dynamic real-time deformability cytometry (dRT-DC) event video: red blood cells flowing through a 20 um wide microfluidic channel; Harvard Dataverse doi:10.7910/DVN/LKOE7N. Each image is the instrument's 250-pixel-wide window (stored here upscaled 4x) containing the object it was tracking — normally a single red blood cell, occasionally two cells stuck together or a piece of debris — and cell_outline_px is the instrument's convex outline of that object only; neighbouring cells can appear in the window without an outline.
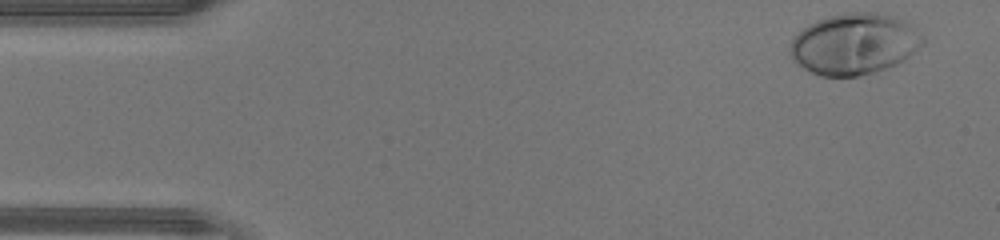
{"species": "human", "species_latin": "Homo sapiens", "temperature_condition": "warm", "stored_images_in_passage": 38, "camera_frame_rate_fps": 3000, "um_per_image_px": 0.085, "donor": {"sex": "male"}, "frame": {"image": 1, "passage_image": 1, "time_ms": 0.0, "image_size_px": [1000, 240], "cell_outline_px": [[924, 44], [896, 64], [872, 72], [856, 76], [820, 76], [804, 68], [792, 56], [792, 40], [808, 24], [816, 20], [828, 16], [848, 12], [876, 12], [892, 16], [904, 20], [924, 36]], "centroid_in_image_um": [72.64, 3.71], "position_along_channel_um": 12.4, "area_um2": 46.53}}
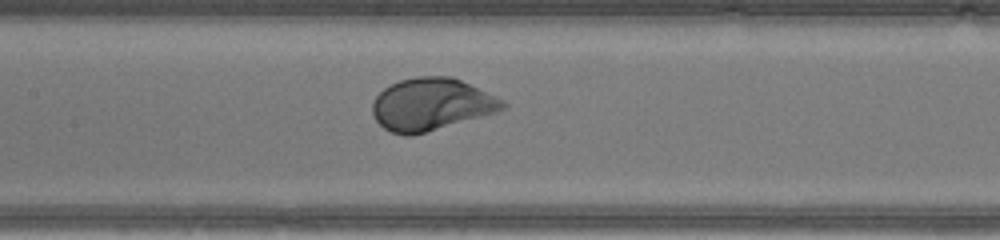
{"frame": {"image": 2, "passage_image": 19, "time_ms": 6.0, "image_size_px": [1000, 240], "cell_outline_px": [[508, 104], [504, 108], [496, 112], [412, 136], [404, 136], [392, 132], [384, 128], [376, 120], [372, 112], [372, 104], [376, 96], [384, 88], [400, 80], [416, 76], [452, 76], [504, 100]], "centroid_in_image_um": [36.65, 8.87], "position_along_channel_um": 170.8, "area_um2": 39.48}}
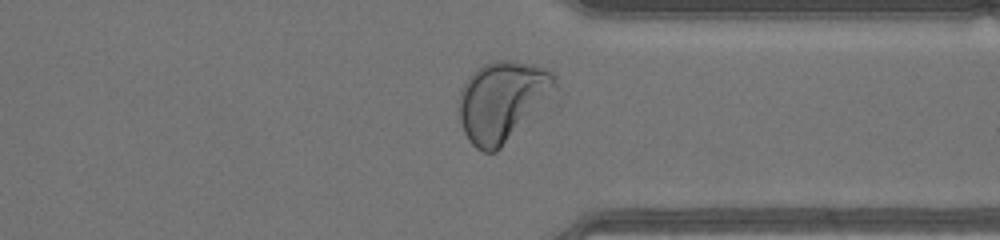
{"frame": {"image": 3, "passage_image": 32, "time_ms": 10.333, "image_size_px": [1000, 240], "cell_outline_px": [[556, 88], [500, 148], [496, 152], [484, 152], [476, 148], [468, 140], [464, 132], [456, 108], [460, 92], [468, 76], [476, 68], [484, 64], [496, 60], [512, 60], [532, 64], [548, 68], [556, 76]], "centroid_in_image_um": [42.62, 8.55], "position_along_channel_um": 368.8, "area_um2": 44.33}}